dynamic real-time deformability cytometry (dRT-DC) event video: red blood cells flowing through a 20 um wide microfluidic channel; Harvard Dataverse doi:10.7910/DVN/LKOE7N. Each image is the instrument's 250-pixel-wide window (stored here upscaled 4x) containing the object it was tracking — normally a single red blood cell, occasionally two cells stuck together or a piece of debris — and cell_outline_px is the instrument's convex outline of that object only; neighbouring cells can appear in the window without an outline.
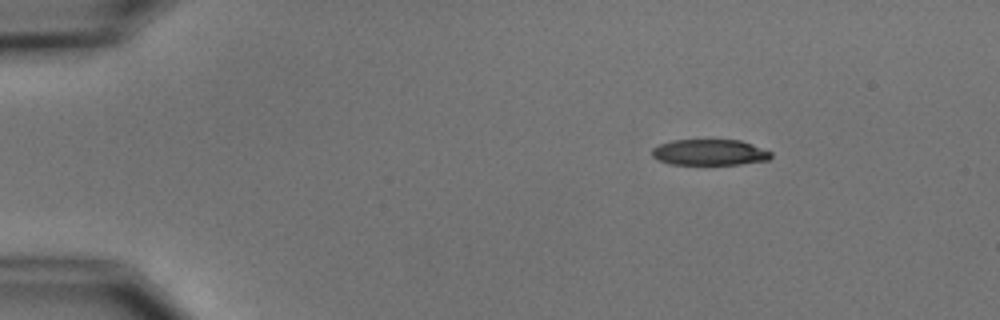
{"species": "common noctule bat (a hibernating species)", "species_latin": "Nyctalus noctula", "temperature_condition": "cold", "stored_images_in_passage": 5, "camera_frame_rate_fps": 3000, "um_per_image_px": 0.085, "animal": {"sex": "male", "body_mass_g": 15.6}, "frame": {"image": 1, "passage_image": 5, "time_ms": 5.333, "image_size_px": [1000, 320], "cell_outline_px": [[772, 156], [768, 160], [740, 164], [672, 164], [656, 160], [652, 156], [652, 148], [660, 144], [672, 140], [740, 140], [752, 144], [772, 152]], "centroid_in_image_um": [60.31, 12.95], "position_along_channel_um": 24.7, "area_um2": 17.98}}